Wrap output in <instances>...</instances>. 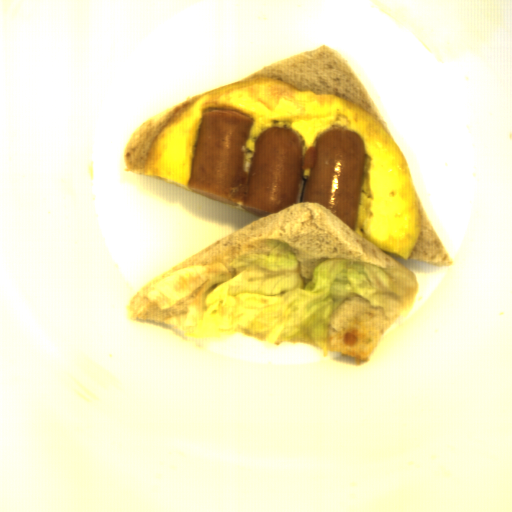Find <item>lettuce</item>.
<instances>
[{
    "label": "lettuce",
    "mask_w": 512,
    "mask_h": 512,
    "mask_svg": "<svg viewBox=\"0 0 512 512\" xmlns=\"http://www.w3.org/2000/svg\"><path fill=\"white\" fill-rule=\"evenodd\" d=\"M269 253L241 254L228 263L238 274L207 293L203 318L184 337L220 339L242 334L279 347L306 343L328 355L334 311L353 295L371 307L387 308L388 294L403 297L414 290V278L397 267L325 258L304 284L295 250L279 238L267 239Z\"/></svg>",
    "instance_id": "1"
}]
</instances>
